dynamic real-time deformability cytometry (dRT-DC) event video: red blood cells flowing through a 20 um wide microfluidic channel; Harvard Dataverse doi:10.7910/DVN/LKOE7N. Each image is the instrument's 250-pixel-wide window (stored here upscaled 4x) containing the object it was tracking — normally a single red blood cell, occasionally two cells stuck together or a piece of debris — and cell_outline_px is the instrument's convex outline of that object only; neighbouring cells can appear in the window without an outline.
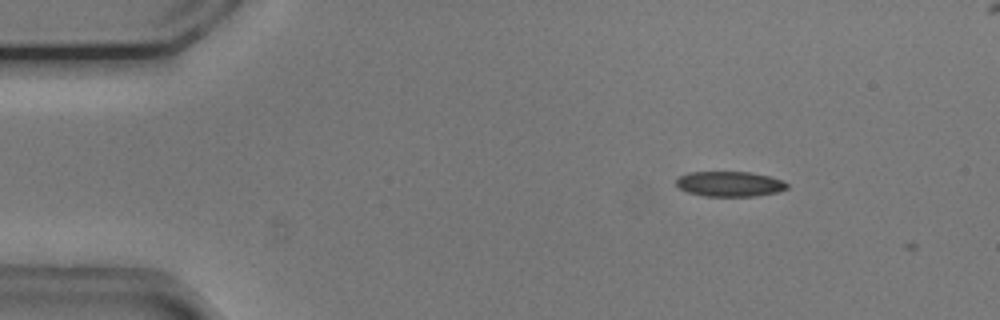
{"species": "common noctule bat (a hibernating species)", "species_latin": "Nyctalus noctula", "temperature_condition": "cold", "stored_images_in_passage": 2, "camera_frame_rate_fps": 3000, "um_per_image_px": 0.085, "animal": {"sex": "male", "body_mass_g": 20.5, "forearm_length_mm": 52.5}, "frame": {"image": 1, "passage_image": 1, "time_ms": 0.0, "image_size_px": [1000, 320], "cell_outline_px": [[788, 188], [776, 192], [756, 196], [704, 196], [688, 192], [680, 188], [676, 184], [676, 180], [680, 176], [688, 172], [752, 172], [784, 180], [788, 184]], "centroid_in_image_um": [62.04, 15.63], "position_along_channel_um": 23.0, "area_um2": 16.24}}